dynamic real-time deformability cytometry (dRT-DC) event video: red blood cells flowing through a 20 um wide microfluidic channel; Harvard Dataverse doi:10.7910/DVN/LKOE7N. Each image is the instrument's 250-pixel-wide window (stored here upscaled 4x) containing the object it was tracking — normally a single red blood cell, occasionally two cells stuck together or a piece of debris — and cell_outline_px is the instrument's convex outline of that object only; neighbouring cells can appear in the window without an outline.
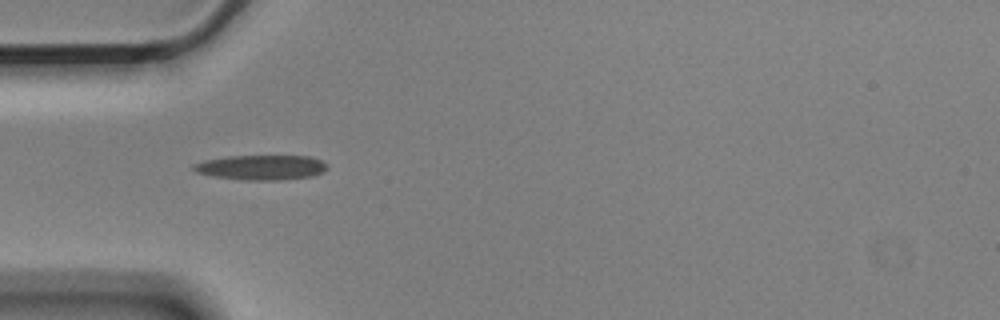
{"species": "Egyptian fruit bat (a non-hibernating species)", "species_latin": "Rousettus aegyptiacus", "temperature_condition": "cold", "stored_images_in_passage": 9, "camera_frame_rate_fps": 3000, "um_per_image_px": 0.085, "animal": {"sex": "male"}, "frame": {"image": 1, "passage_image": 3, "time_ms": 0.667, "image_size_px": [1000, 320], "cell_outline_px": [[328, 168], [324, 172], [312, 176], [280, 180], [240, 180], [216, 176], [196, 172], [192, 168], [192, 164], [204, 160], [228, 156], [312, 156], [328, 164]], "centroid_in_image_um": [22.23, 14.23], "position_along_channel_um": 62.8, "area_um2": 19.48}}
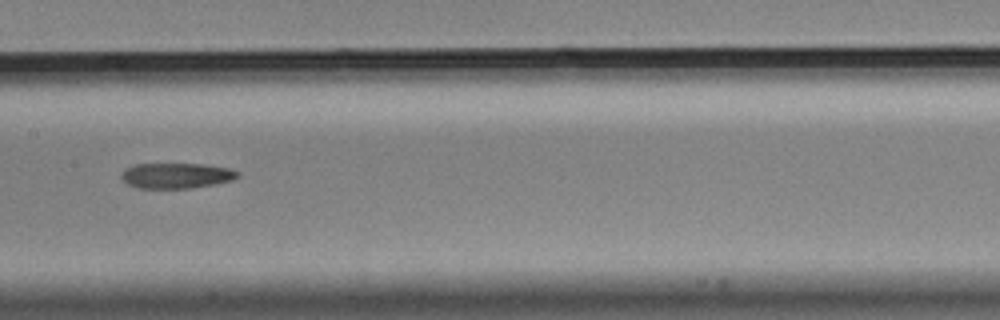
{"frame": {"image": 2, "passage_image": 6, "time_ms": 1.667, "image_size_px": [1000, 320], "cell_outline_px": [[240, 176], [232, 180], [216, 184], [192, 188], [140, 188], [128, 184], [120, 176], [124, 168], [132, 164], [204, 164], [228, 168], [240, 172]], "centroid_in_image_um": [15.0, 14.92], "position_along_channel_um": 192.4, "area_um2": 17.34}}
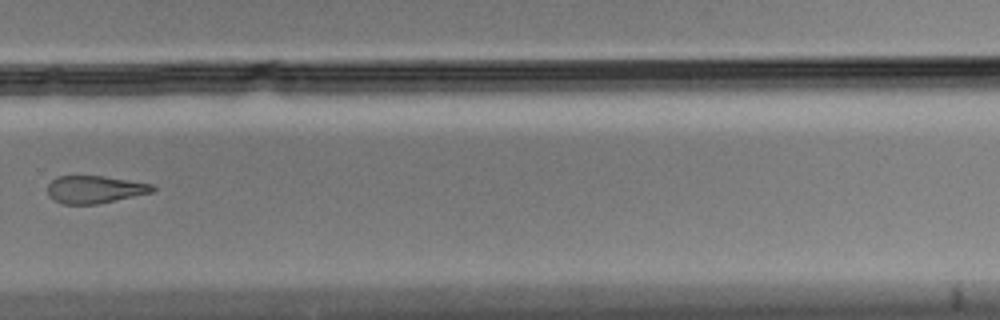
{"frame": {"image": 3, "passage_image": 9, "time_ms": 2.667, "image_size_px": [1000, 320], "cell_outline_px": [[156, 188], [152, 192], [96, 204], [64, 204], [52, 200], [48, 196], [48, 184], [52, 180], [60, 176], [104, 176], [152, 184]], "centroid_in_image_um": [8.02, 16.1], "position_along_channel_um": 321.8, "area_um2": 16.7}}